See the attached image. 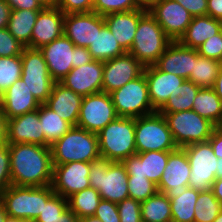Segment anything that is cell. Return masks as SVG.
<instances>
[{
	"instance_id": "6da1fadb",
	"label": "cell",
	"mask_w": 222,
	"mask_h": 222,
	"mask_svg": "<svg viewBox=\"0 0 222 222\" xmlns=\"http://www.w3.org/2000/svg\"><path fill=\"white\" fill-rule=\"evenodd\" d=\"M8 147L12 185H51L54 166L50 147L30 143L8 144Z\"/></svg>"
},
{
	"instance_id": "7a4b0ae2",
	"label": "cell",
	"mask_w": 222,
	"mask_h": 222,
	"mask_svg": "<svg viewBox=\"0 0 222 222\" xmlns=\"http://www.w3.org/2000/svg\"><path fill=\"white\" fill-rule=\"evenodd\" d=\"M101 158L112 162L136 154L135 118L118 116L97 133Z\"/></svg>"
},
{
	"instance_id": "3957f363",
	"label": "cell",
	"mask_w": 222,
	"mask_h": 222,
	"mask_svg": "<svg viewBox=\"0 0 222 222\" xmlns=\"http://www.w3.org/2000/svg\"><path fill=\"white\" fill-rule=\"evenodd\" d=\"M50 149L53 165L74 161L91 163L100 158L97 133L78 126H72Z\"/></svg>"
},
{
	"instance_id": "277c9868",
	"label": "cell",
	"mask_w": 222,
	"mask_h": 222,
	"mask_svg": "<svg viewBox=\"0 0 222 222\" xmlns=\"http://www.w3.org/2000/svg\"><path fill=\"white\" fill-rule=\"evenodd\" d=\"M55 194L51 185L28 187L11 185L0 195V202L9 216L36 220L44 204Z\"/></svg>"
},
{
	"instance_id": "5b68a950",
	"label": "cell",
	"mask_w": 222,
	"mask_h": 222,
	"mask_svg": "<svg viewBox=\"0 0 222 222\" xmlns=\"http://www.w3.org/2000/svg\"><path fill=\"white\" fill-rule=\"evenodd\" d=\"M172 40L148 10L140 17L133 44L128 51L144 67L154 65Z\"/></svg>"
},
{
	"instance_id": "8992f818",
	"label": "cell",
	"mask_w": 222,
	"mask_h": 222,
	"mask_svg": "<svg viewBox=\"0 0 222 222\" xmlns=\"http://www.w3.org/2000/svg\"><path fill=\"white\" fill-rule=\"evenodd\" d=\"M89 180L101 199L119 203L129 197L128 174L122 162L99 158L90 163Z\"/></svg>"
},
{
	"instance_id": "52a82bcc",
	"label": "cell",
	"mask_w": 222,
	"mask_h": 222,
	"mask_svg": "<svg viewBox=\"0 0 222 222\" xmlns=\"http://www.w3.org/2000/svg\"><path fill=\"white\" fill-rule=\"evenodd\" d=\"M136 153L174 151L176 146L168 123L158 111L135 118Z\"/></svg>"
},
{
	"instance_id": "ba28073f",
	"label": "cell",
	"mask_w": 222,
	"mask_h": 222,
	"mask_svg": "<svg viewBox=\"0 0 222 222\" xmlns=\"http://www.w3.org/2000/svg\"><path fill=\"white\" fill-rule=\"evenodd\" d=\"M161 114L164 115L178 148L208 141L215 128L212 122L193 110Z\"/></svg>"
},
{
	"instance_id": "9c48e42d",
	"label": "cell",
	"mask_w": 222,
	"mask_h": 222,
	"mask_svg": "<svg viewBox=\"0 0 222 222\" xmlns=\"http://www.w3.org/2000/svg\"><path fill=\"white\" fill-rule=\"evenodd\" d=\"M110 95L118 116L137 118L156 112L150 102L144 73Z\"/></svg>"
},
{
	"instance_id": "30bf717a",
	"label": "cell",
	"mask_w": 222,
	"mask_h": 222,
	"mask_svg": "<svg viewBox=\"0 0 222 222\" xmlns=\"http://www.w3.org/2000/svg\"><path fill=\"white\" fill-rule=\"evenodd\" d=\"M22 74L33 96L44 104L52 93L56 83L50 76L47 64L40 49L24 47L21 53Z\"/></svg>"
},
{
	"instance_id": "8fae6325",
	"label": "cell",
	"mask_w": 222,
	"mask_h": 222,
	"mask_svg": "<svg viewBox=\"0 0 222 222\" xmlns=\"http://www.w3.org/2000/svg\"><path fill=\"white\" fill-rule=\"evenodd\" d=\"M186 152L191 175L189 187L198 191L210 190L216 180L217 161L208 141L193 143L183 147Z\"/></svg>"
},
{
	"instance_id": "7c38bea8",
	"label": "cell",
	"mask_w": 222,
	"mask_h": 222,
	"mask_svg": "<svg viewBox=\"0 0 222 222\" xmlns=\"http://www.w3.org/2000/svg\"><path fill=\"white\" fill-rule=\"evenodd\" d=\"M117 117L111 95L102 91L83 97L76 126L98 133Z\"/></svg>"
},
{
	"instance_id": "4fadbf2b",
	"label": "cell",
	"mask_w": 222,
	"mask_h": 222,
	"mask_svg": "<svg viewBox=\"0 0 222 222\" xmlns=\"http://www.w3.org/2000/svg\"><path fill=\"white\" fill-rule=\"evenodd\" d=\"M53 166L51 187L56 194L65 199L91 187L89 180L90 162L74 161Z\"/></svg>"
},
{
	"instance_id": "5bb4252c",
	"label": "cell",
	"mask_w": 222,
	"mask_h": 222,
	"mask_svg": "<svg viewBox=\"0 0 222 222\" xmlns=\"http://www.w3.org/2000/svg\"><path fill=\"white\" fill-rule=\"evenodd\" d=\"M147 10L172 41L181 38L193 19L181 4L173 0H157Z\"/></svg>"
},
{
	"instance_id": "9a60e30c",
	"label": "cell",
	"mask_w": 222,
	"mask_h": 222,
	"mask_svg": "<svg viewBox=\"0 0 222 222\" xmlns=\"http://www.w3.org/2000/svg\"><path fill=\"white\" fill-rule=\"evenodd\" d=\"M190 164L183 148L169 154L167 165L157 186L169 199L181 195L189 187Z\"/></svg>"
},
{
	"instance_id": "2e32d148",
	"label": "cell",
	"mask_w": 222,
	"mask_h": 222,
	"mask_svg": "<svg viewBox=\"0 0 222 222\" xmlns=\"http://www.w3.org/2000/svg\"><path fill=\"white\" fill-rule=\"evenodd\" d=\"M144 66L130 53L103 62L102 91L110 94L144 72Z\"/></svg>"
},
{
	"instance_id": "e0dca14e",
	"label": "cell",
	"mask_w": 222,
	"mask_h": 222,
	"mask_svg": "<svg viewBox=\"0 0 222 222\" xmlns=\"http://www.w3.org/2000/svg\"><path fill=\"white\" fill-rule=\"evenodd\" d=\"M105 25L104 16L94 11L64 16V34L76 47H88L93 43L97 30H101Z\"/></svg>"
},
{
	"instance_id": "ac0fdd59",
	"label": "cell",
	"mask_w": 222,
	"mask_h": 222,
	"mask_svg": "<svg viewBox=\"0 0 222 222\" xmlns=\"http://www.w3.org/2000/svg\"><path fill=\"white\" fill-rule=\"evenodd\" d=\"M103 61L92 60L90 63L72 68L59 83L81 96L102 92Z\"/></svg>"
},
{
	"instance_id": "d6986e66",
	"label": "cell",
	"mask_w": 222,
	"mask_h": 222,
	"mask_svg": "<svg viewBox=\"0 0 222 222\" xmlns=\"http://www.w3.org/2000/svg\"><path fill=\"white\" fill-rule=\"evenodd\" d=\"M74 43L65 35L40 48L51 78L59 82L73 68Z\"/></svg>"
},
{
	"instance_id": "ffe728a7",
	"label": "cell",
	"mask_w": 222,
	"mask_h": 222,
	"mask_svg": "<svg viewBox=\"0 0 222 222\" xmlns=\"http://www.w3.org/2000/svg\"><path fill=\"white\" fill-rule=\"evenodd\" d=\"M171 152L147 151L136 153L121 162L128 176L147 177V179L158 186Z\"/></svg>"
},
{
	"instance_id": "44dd1931",
	"label": "cell",
	"mask_w": 222,
	"mask_h": 222,
	"mask_svg": "<svg viewBox=\"0 0 222 222\" xmlns=\"http://www.w3.org/2000/svg\"><path fill=\"white\" fill-rule=\"evenodd\" d=\"M5 141L7 144L30 143L45 146V137L39 120V108L7 119Z\"/></svg>"
},
{
	"instance_id": "7402d4cb",
	"label": "cell",
	"mask_w": 222,
	"mask_h": 222,
	"mask_svg": "<svg viewBox=\"0 0 222 222\" xmlns=\"http://www.w3.org/2000/svg\"><path fill=\"white\" fill-rule=\"evenodd\" d=\"M143 73L148 85L150 102L155 111H159L170 98L171 93H174L185 81L175 74L159 70L155 65L146 66Z\"/></svg>"
},
{
	"instance_id": "603a6c76",
	"label": "cell",
	"mask_w": 222,
	"mask_h": 222,
	"mask_svg": "<svg viewBox=\"0 0 222 222\" xmlns=\"http://www.w3.org/2000/svg\"><path fill=\"white\" fill-rule=\"evenodd\" d=\"M39 107L40 103L21 78L0 96V108L6 120L35 111Z\"/></svg>"
},
{
	"instance_id": "cb8c5ba5",
	"label": "cell",
	"mask_w": 222,
	"mask_h": 222,
	"mask_svg": "<svg viewBox=\"0 0 222 222\" xmlns=\"http://www.w3.org/2000/svg\"><path fill=\"white\" fill-rule=\"evenodd\" d=\"M65 14L57 7L43 8L38 13L31 35V48L40 49L64 34Z\"/></svg>"
},
{
	"instance_id": "d4e9b609",
	"label": "cell",
	"mask_w": 222,
	"mask_h": 222,
	"mask_svg": "<svg viewBox=\"0 0 222 222\" xmlns=\"http://www.w3.org/2000/svg\"><path fill=\"white\" fill-rule=\"evenodd\" d=\"M154 65L163 72L188 80L194 67V49L172 41Z\"/></svg>"
},
{
	"instance_id": "484cf974",
	"label": "cell",
	"mask_w": 222,
	"mask_h": 222,
	"mask_svg": "<svg viewBox=\"0 0 222 222\" xmlns=\"http://www.w3.org/2000/svg\"><path fill=\"white\" fill-rule=\"evenodd\" d=\"M146 11L147 9L142 7L133 11L110 13L104 16L105 24L126 52L133 44L139 19Z\"/></svg>"
},
{
	"instance_id": "4316f807",
	"label": "cell",
	"mask_w": 222,
	"mask_h": 222,
	"mask_svg": "<svg viewBox=\"0 0 222 222\" xmlns=\"http://www.w3.org/2000/svg\"><path fill=\"white\" fill-rule=\"evenodd\" d=\"M82 100L83 96L56 82L52 93L44 104L55 111L63 120L69 122L72 126H76Z\"/></svg>"
},
{
	"instance_id": "83f0119b",
	"label": "cell",
	"mask_w": 222,
	"mask_h": 222,
	"mask_svg": "<svg viewBox=\"0 0 222 222\" xmlns=\"http://www.w3.org/2000/svg\"><path fill=\"white\" fill-rule=\"evenodd\" d=\"M221 31L220 20L211 16L193 17L185 33L178 42L186 47L197 49L208 38Z\"/></svg>"
},
{
	"instance_id": "f1b7e54d",
	"label": "cell",
	"mask_w": 222,
	"mask_h": 222,
	"mask_svg": "<svg viewBox=\"0 0 222 222\" xmlns=\"http://www.w3.org/2000/svg\"><path fill=\"white\" fill-rule=\"evenodd\" d=\"M41 10H11L7 30L24 47L31 48V35L33 27Z\"/></svg>"
},
{
	"instance_id": "f546056e",
	"label": "cell",
	"mask_w": 222,
	"mask_h": 222,
	"mask_svg": "<svg viewBox=\"0 0 222 222\" xmlns=\"http://www.w3.org/2000/svg\"><path fill=\"white\" fill-rule=\"evenodd\" d=\"M87 48L93 60L103 62L126 53L107 25H105L101 30H97L93 43H91Z\"/></svg>"
},
{
	"instance_id": "4dcf8cb0",
	"label": "cell",
	"mask_w": 222,
	"mask_h": 222,
	"mask_svg": "<svg viewBox=\"0 0 222 222\" xmlns=\"http://www.w3.org/2000/svg\"><path fill=\"white\" fill-rule=\"evenodd\" d=\"M39 120L45 137V147L52 146L72 125L63 120L55 111L48 108L45 104H40Z\"/></svg>"
},
{
	"instance_id": "1f68e13d",
	"label": "cell",
	"mask_w": 222,
	"mask_h": 222,
	"mask_svg": "<svg viewBox=\"0 0 222 222\" xmlns=\"http://www.w3.org/2000/svg\"><path fill=\"white\" fill-rule=\"evenodd\" d=\"M222 62L200 56L194 49V67L188 78L200 88H213Z\"/></svg>"
},
{
	"instance_id": "d6a6232c",
	"label": "cell",
	"mask_w": 222,
	"mask_h": 222,
	"mask_svg": "<svg viewBox=\"0 0 222 222\" xmlns=\"http://www.w3.org/2000/svg\"><path fill=\"white\" fill-rule=\"evenodd\" d=\"M192 110L215 126L222 119V101L213 88H200L193 101Z\"/></svg>"
},
{
	"instance_id": "836d02e7",
	"label": "cell",
	"mask_w": 222,
	"mask_h": 222,
	"mask_svg": "<svg viewBox=\"0 0 222 222\" xmlns=\"http://www.w3.org/2000/svg\"><path fill=\"white\" fill-rule=\"evenodd\" d=\"M143 222H172L170 199L165 193L157 192L141 202Z\"/></svg>"
},
{
	"instance_id": "e575fe53",
	"label": "cell",
	"mask_w": 222,
	"mask_h": 222,
	"mask_svg": "<svg viewBox=\"0 0 222 222\" xmlns=\"http://www.w3.org/2000/svg\"><path fill=\"white\" fill-rule=\"evenodd\" d=\"M35 222H79V218L69 209L68 199L55 193L44 204V208Z\"/></svg>"
},
{
	"instance_id": "d590c367",
	"label": "cell",
	"mask_w": 222,
	"mask_h": 222,
	"mask_svg": "<svg viewBox=\"0 0 222 222\" xmlns=\"http://www.w3.org/2000/svg\"><path fill=\"white\" fill-rule=\"evenodd\" d=\"M200 87L192 81L185 80L183 84L171 93L165 105L158 111L159 113H174L185 110H192L193 101Z\"/></svg>"
},
{
	"instance_id": "8d00e7d4",
	"label": "cell",
	"mask_w": 222,
	"mask_h": 222,
	"mask_svg": "<svg viewBox=\"0 0 222 222\" xmlns=\"http://www.w3.org/2000/svg\"><path fill=\"white\" fill-rule=\"evenodd\" d=\"M199 192L188 187L181 195L170 199L172 222H194V207Z\"/></svg>"
},
{
	"instance_id": "74e56055",
	"label": "cell",
	"mask_w": 222,
	"mask_h": 222,
	"mask_svg": "<svg viewBox=\"0 0 222 222\" xmlns=\"http://www.w3.org/2000/svg\"><path fill=\"white\" fill-rule=\"evenodd\" d=\"M101 200L99 192L89 187L68 198V207L78 218L93 216Z\"/></svg>"
},
{
	"instance_id": "f35d334b",
	"label": "cell",
	"mask_w": 222,
	"mask_h": 222,
	"mask_svg": "<svg viewBox=\"0 0 222 222\" xmlns=\"http://www.w3.org/2000/svg\"><path fill=\"white\" fill-rule=\"evenodd\" d=\"M222 210V204L212 190L200 191L194 207V222H213Z\"/></svg>"
},
{
	"instance_id": "ab89813d",
	"label": "cell",
	"mask_w": 222,
	"mask_h": 222,
	"mask_svg": "<svg viewBox=\"0 0 222 222\" xmlns=\"http://www.w3.org/2000/svg\"><path fill=\"white\" fill-rule=\"evenodd\" d=\"M22 74L21 55L11 57H0V96L18 79Z\"/></svg>"
},
{
	"instance_id": "60d3db41",
	"label": "cell",
	"mask_w": 222,
	"mask_h": 222,
	"mask_svg": "<svg viewBox=\"0 0 222 222\" xmlns=\"http://www.w3.org/2000/svg\"><path fill=\"white\" fill-rule=\"evenodd\" d=\"M129 197L138 202H144L158 192L157 185L147 177L128 176Z\"/></svg>"
},
{
	"instance_id": "b9f144b4",
	"label": "cell",
	"mask_w": 222,
	"mask_h": 222,
	"mask_svg": "<svg viewBox=\"0 0 222 222\" xmlns=\"http://www.w3.org/2000/svg\"><path fill=\"white\" fill-rule=\"evenodd\" d=\"M142 8L137 0H94L93 11L101 16Z\"/></svg>"
},
{
	"instance_id": "7bdbcfd3",
	"label": "cell",
	"mask_w": 222,
	"mask_h": 222,
	"mask_svg": "<svg viewBox=\"0 0 222 222\" xmlns=\"http://www.w3.org/2000/svg\"><path fill=\"white\" fill-rule=\"evenodd\" d=\"M120 222H143L141 203L133 198H126L117 203Z\"/></svg>"
},
{
	"instance_id": "ee69618b",
	"label": "cell",
	"mask_w": 222,
	"mask_h": 222,
	"mask_svg": "<svg viewBox=\"0 0 222 222\" xmlns=\"http://www.w3.org/2000/svg\"><path fill=\"white\" fill-rule=\"evenodd\" d=\"M11 185L9 147L5 140H0V195Z\"/></svg>"
},
{
	"instance_id": "f6af8a7d",
	"label": "cell",
	"mask_w": 222,
	"mask_h": 222,
	"mask_svg": "<svg viewBox=\"0 0 222 222\" xmlns=\"http://www.w3.org/2000/svg\"><path fill=\"white\" fill-rule=\"evenodd\" d=\"M197 50L200 56L222 62V30L208 38Z\"/></svg>"
},
{
	"instance_id": "bcb514c9",
	"label": "cell",
	"mask_w": 222,
	"mask_h": 222,
	"mask_svg": "<svg viewBox=\"0 0 222 222\" xmlns=\"http://www.w3.org/2000/svg\"><path fill=\"white\" fill-rule=\"evenodd\" d=\"M23 48L7 28L0 29V57L21 55Z\"/></svg>"
},
{
	"instance_id": "7dc6e473",
	"label": "cell",
	"mask_w": 222,
	"mask_h": 222,
	"mask_svg": "<svg viewBox=\"0 0 222 222\" xmlns=\"http://www.w3.org/2000/svg\"><path fill=\"white\" fill-rule=\"evenodd\" d=\"M94 0H58L57 8L64 14L88 13L93 11Z\"/></svg>"
},
{
	"instance_id": "c3c4849f",
	"label": "cell",
	"mask_w": 222,
	"mask_h": 222,
	"mask_svg": "<svg viewBox=\"0 0 222 222\" xmlns=\"http://www.w3.org/2000/svg\"><path fill=\"white\" fill-rule=\"evenodd\" d=\"M102 222H120L117 203L101 199L93 215Z\"/></svg>"
},
{
	"instance_id": "681fc988",
	"label": "cell",
	"mask_w": 222,
	"mask_h": 222,
	"mask_svg": "<svg viewBox=\"0 0 222 222\" xmlns=\"http://www.w3.org/2000/svg\"><path fill=\"white\" fill-rule=\"evenodd\" d=\"M181 4L193 17L207 15V0H173Z\"/></svg>"
},
{
	"instance_id": "f907efd6",
	"label": "cell",
	"mask_w": 222,
	"mask_h": 222,
	"mask_svg": "<svg viewBox=\"0 0 222 222\" xmlns=\"http://www.w3.org/2000/svg\"><path fill=\"white\" fill-rule=\"evenodd\" d=\"M11 10H42L43 7L37 0H6Z\"/></svg>"
},
{
	"instance_id": "816d5d0a",
	"label": "cell",
	"mask_w": 222,
	"mask_h": 222,
	"mask_svg": "<svg viewBox=\"0 0 222 222\" xmlns=\"http://www.w3.org/2000/svg\"><path fill=\"white\" fill-rule=\"evenodd\" d=\"M93 60L87 47H74L73 68L90 63Z\"/></svg>"
},
{
	"instance_id": "f5cc1de1",
	"label": "cell",
	"mask_w": 222,
	"mask_h": 222,
	"mask_svg": "<svg viewBox=\"0 0 222 222\" xmlns=\"http://www.w3.org/2000/svg\"><path fill=\"white\" fill-rule=\"evenodd\" d=\"M212 150L214 151V155L217 158H222V133L215 127L211 137L208 139Z\"/></svg>"
},
{
	"instance_id": "db71d44e",
	"label": "cell",
	"mask_w": 222,
	"mask_h": 222,
	"mask_svg": "<svg viewBox=\"0 0 222 222\" xmlns=\"http://www.w3.org/2000/svg\"><path fill=\"white\" fill-rule=\"evenodd\" d=\"M207 15L215 19H222V0H207Z\"/></svg>"
},
{
	"instance_id": "11a10c76",
	"label": "cell",
	"mask_w": 222,
	"mask_h": 222,
	"mask_svg": "<svg viewBox=\"0 0 222 222\" xmlns=\"http://www.w3.org/2000/svg\"><path fill=\"white\" fill-rule=\"evenodd\" d=\"M11 8L6 0H0V29L7 28L9 23Z\"/></svg>"
},
{
	"instance_id": "9f6ffc18",
	"label": "cell",
	"mask_w": 222,
	"mask_h": 222,
	"mask_svg": "<svg viewBox=\"0 0 222 222\" xmlns=\"http://www.w3.org/2000/svg\"><path fill=\"white\" fill-rule=\"evenodd\" d=\"M211 190L216 199L222 204V177L217 178L211 186Z\"/></svg>"
},
{
	"instance_id": "6f0895ef",
	"label": "cell",
	"mask_w": 222,
	"mask_h": 222,
	"mask_svg": "<svg viewBox=\"0 0 222 222\" xmlns=\"http://www.w3.org/2000/svg\"><path fill=\"white\" fill-rule=\"evenodd\" d=\"M214 91L216 92V95L221 99L222 101V65L219 70L218 76L216 78V81L214 83L213 87Z\"/></svg>"
},
{
	"instance_id": "680465c9",
	"label": "cell",
	"mask_w": 222,
	"mask_h": 222,
	"mask_svg": "<svg viewBox=\"0 0 222 222\" xmlns=\"http://www.w3.org/2000/svg\"><path fill=\"white\" fill-rule=\"evenodd\" d=\"M6 138V119L0 108V140H5Z\"/></svg>"
},
{
	"instance_id": "91938a15",
	"label": "cell",
	"mask_w": 222,
	"mask_h": 222,
	"mask_svg": "<svg viewBox=\"0 0 222 222\" xmlns=\"http://www.w3.org/2000/svg\"><path fill=\"white\" fill-rule=\"evenodd\" d=\"M43 8H53L57 6L58 0H37Z\"/></svg>"
},
{
	"instance_id": "94428289",
	"label": "cell",
	"mask_w": 222,
	"mask_h": 222,
	"mask_svg": "<svg viewBox=\"0 0 222 222\" xmlns=\"http://www.w3.org/2000/svg\"><path fill=\"white\" fill-rule=\"evenodd\" d=\"M157 0H137L138 4L143 7L148 9L153 3H155Z\"/></svg>"
},
{
	"instance_id": "6125c7cd",
	"label": "cell",
	"mask_w": 222,
	"mask_h": 222,
	"mask_svg": "<svg viewBox=\"0 0 222 222\" xmlns=\"http://www.w3.org/2000/svg\"><path fill=\"white\" fill-rule=\"evenodd\" d=\"M222 177V158H218L217 161V171H216V179Z\"/></svg>"
},
{
	"instance_id": "be15d7a7",
	"label": "cell",
	"mask_w": 222,
	"mask_h": 222,
	"mask_svg": "<svg viewBox=\"0 0 222 222\" xmlns=\"http://www.w3.org/2000/svg\"><path fill=\"white\" fill-rule=\"evenodd\" d=\"M79 222H102V221H100L98 218L94 216H87L84 218H80Z\"/></svg>"
},
{
	"instance_id": "e7e4bbea",
	"label": "cell",
	"mask_w": 222,
	"mask_h": 222,
	"mask_svg": "<svg viewBox=\"0 0 222 222\" xmlns=\"http://www.w3.org/2000/svg\"><path fill=\"white\" fill-rule=\"evenodd\" d=\"M6 212L3 204L0 202V222H4V219L6 217Z\"/></svg>"
},
{
	"instance_id": "03108f58",
	"label": "cell",
	"mask_w": 222,
	"mask_h": 222,
	"mask_svg": "<svg viewBox=\"0 0 222 222\" xmlns=\"http://www.w3.org/2000/svg\"><path fill=\"white\" fill-rule=\"evenodd\" d=\"M4 222H19V219L13 216L6 215Z\"/></svg>"
},
{
	"instance_id": "003e7915",
	"label": "cell",
	"mask_w": 222,
	"mask_h": 222,
	"mask_svg": "<svg viewBox=\"0 0 222 222\" xmlns=\"http://www.w3.org/2000/svg\"><path fill=\"white\" fill-rule=\"evenodd\" d=\"M213 222H222V210Z\"/></svg>"
},
{
	"instance_id": "a7ac6f4b",
	"label": "cell",
	"mask_w": 222,
	"mask_h": 222,
	"mask_svg": "<svg viewBox=\"0 0 222 222\" xmlns=\"http://www.w3.org/2000/svg\"><path fill=\"white\" fill-rule=\"evenodd\" d=\"M215 127L222 133V119L219 121V123Z\"/></svg>"
},
{
	"instance_id": "89a4df30",
	"label": "cell",
	"mask_w": 222,
	"mask_h": 222,
	"mask_svg": "<svg viewBox=\"0 0 222 222\" xmlns=\"http://www.w3.org/2000/svg\"><path fill=\"white\" fill-rule=\"evenodd\" d=\"M19 222H35V220H30V219H19Z\"/></svg>"
}]
</instances>
